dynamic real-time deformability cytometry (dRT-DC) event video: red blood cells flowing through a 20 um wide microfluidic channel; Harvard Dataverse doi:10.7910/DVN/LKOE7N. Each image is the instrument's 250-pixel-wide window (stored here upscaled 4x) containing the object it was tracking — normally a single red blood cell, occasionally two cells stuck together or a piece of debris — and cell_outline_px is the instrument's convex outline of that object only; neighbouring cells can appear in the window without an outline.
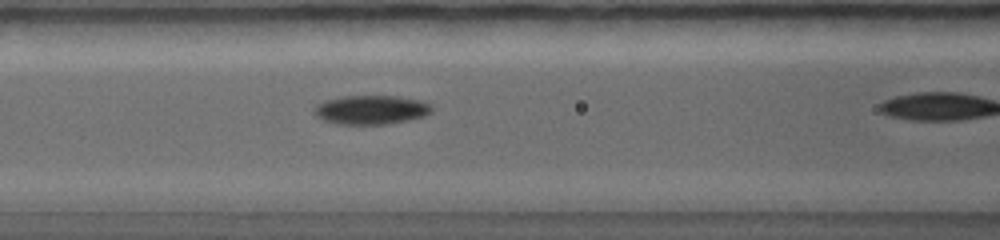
{"species": "common noctule bat (a hibernating species)", "species_latin": "Nyctalus noctula", "temperature_condition": "warm", "stored_images_in_passage": 20, "camera_frame_rate_fps": 5000, "um_per_image_px": 0.085, "animal": {"sex": "female", "body_mass_g": 19.0, "forearm_length_mm": 56.7}, "frame": {"image": 1, "passage_image": 4, "time_ms": 1.0, "image_size_px": [1000, 240], "cell_outline_px": [[432, 112], [424, 116], [408, 120], [384, 124], [336, 124], [324, 120], [316, 116], [312, 112], [312, 108], [316, 104], [324, 100], [344, 96], [396, 96], [420, 100], [432, 104]], "centroid_in_image_um": [31.51, 9.33], "position_along_channel_um": 135.1, "area_um2": 20.06}}
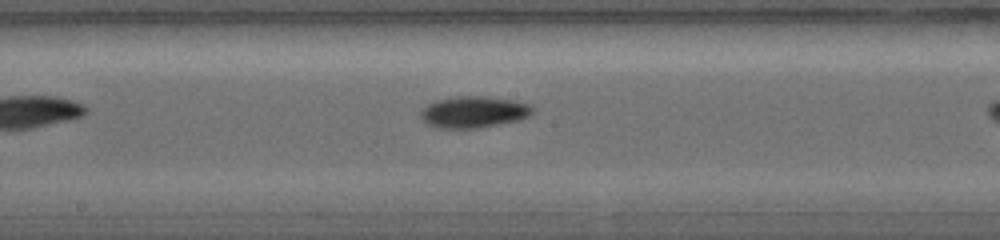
{"frame": {"image": 2, "passage_image": 9, "time_ms": 2.2, "image_size_px": [1000, 240], "cell_outline_px": [[532, 112], [528, 116], [516, 120], [476, 128], [436, 128], [428, 124], [420, 116], [420, 112], [428, 104], [436, 100], [460, 96], [480, 96], [508, 100], [532, 104]], "centroid_in_image_um": [40.22, 9.52], "position_along_channel_um": 208.0, "area_um2": 20.06}}